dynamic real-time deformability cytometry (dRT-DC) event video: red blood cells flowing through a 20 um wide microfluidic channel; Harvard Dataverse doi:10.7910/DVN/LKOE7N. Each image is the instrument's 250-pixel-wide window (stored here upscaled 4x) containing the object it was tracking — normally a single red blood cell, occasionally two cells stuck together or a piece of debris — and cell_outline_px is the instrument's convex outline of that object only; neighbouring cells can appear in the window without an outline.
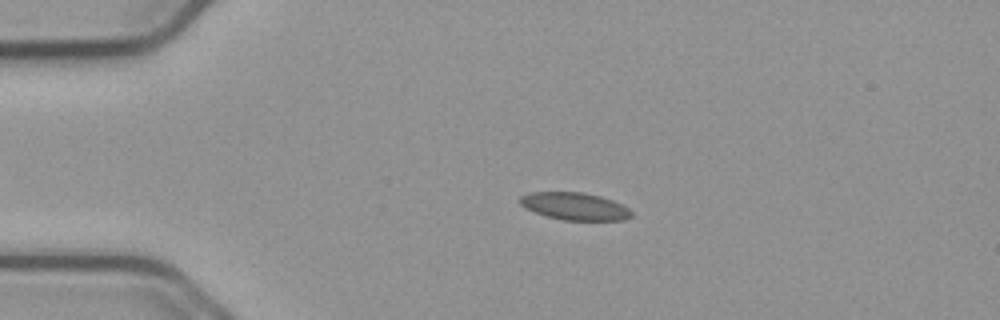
{"species": "common noctule bat (a hibernating species)", "species_latin": "Nyctalus noctula", "temperature_condition": "cold", "stored_images_in_passage": 55, "camera_frame_rate_fps": 3000, "um_per_image_px": 0.085, "animal": {"sex": "male", "body_mass_g": 23.1, "forearm_length_mm": 52.7}, "frame": {"image": 1, "passage_image": 12, "time_ms": 3.667, "image_size_px": [1000, 320], "cell_outline_px": [[632, 216], [624, 220], [564, 220], [548, 216], [536, 212], [520, 204], [520, 196], [532, 192], [580, 192], [600, 196], [612, 200], [628, 208], [632, 212]], "centroid_in_image_um": [48.88, 17.53], "position_along_channel_um": 36.1, "area_um2": 17.51}}
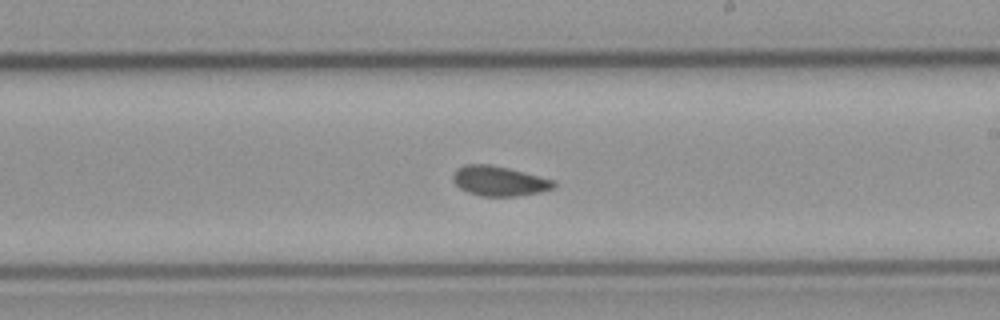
{"frame": {"image": 2, "passage_image": 32, "time_ms": 10.333, "image_size_px": [1000, 320], "cell_outline_px": [[556, 188], [540, 192], [516, 196], [480, 196], [468, 192], [460, 188], [452, 180], [452, 176], [456, 168], [464, 164], [492, 164], [556, 180]], "centroid_in_image_um": [42.44, 15.38], "position_along_channel_um": 246.6, "area_um2": 17.74}}
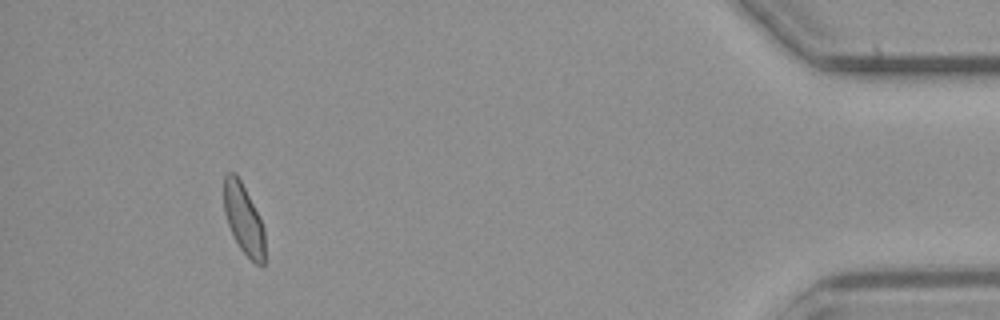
{"frame": {"image": 3, "passage_image": 51, "time_ms": 16.667, "image_size_px": [1000, 320], "cell_outline_px": [[264, 268], [256, 264], [240, 248], [228, 224], [224, 212], [224, 176], [228, 172], [236, 172], [260, 216], [264, 228]], "centroid_in_image_um": [20.72, 18.6], "position_along_channel_um": 414.5, "area_um2": 16.7}, "authors_computed_cell_mechanics": {"area_um2": 17.6868, "velocity_mm_per_s": 3.7305, "shape_relaxation_time_tau1_ms": 9.0974, "shape_relaxation_time_tau2_ms": 1.7898, "deformation_change_tau1": 0.157, "deformation_change_tau2": 0.0595}}